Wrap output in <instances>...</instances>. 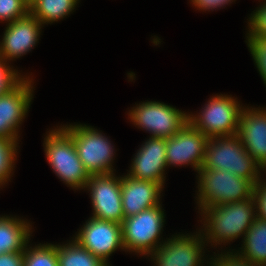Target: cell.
I'll return each instance as SVG.
<instances>
[{
    "instance_id": "cell-1",
    "label": "cell",
    "mask_w": 266,
    "mask_h": 266,
    "mask_svg": "<svg viewBox=\"0 0 266 266\" xmlns=\"http://www.w3.org/2000/svg\"><path fill=\"white\" fill-rule=\"evenodd\" d=\"M256 204L254 199L209 206L202 212L205 216V241L216 245L225 243L245 235L257 215L254 214Z\"/></svg>"
},
{
    "instance_id": "cell-2",
    "label": "cell",
    "mask_w": 266,
    "mask_h": 266,
    "mask_svg": "<svg viewBox=\"0 0 266 266\" xmlns=\"http://www.w3.org/2000/svg\"><path fill=\"white\" fill-rule=\"evenodd\" d=\"M264 170L243 147L238 134L209 138L201 169L227 170L248 180H260Z\"/></svg>"
},
{
    "instance_id": "cell-3",
    "label": "cell",
    "mask_w": 266,
    "mask_h": 266,
    "mask_svg": "<svg viewBox=\"0 0 266 266\" xmlns=\"http://www.w3.org/2000/svg\"><path fill=\"white\" fill-rule=\"evenodd\" d=\"M198 189L199 208L254 199V188L260 180H248L227 170L200 169Z\"/></svg>"
},
{
    "instance_id": "cell-4",
    "label": "cell",
    "mask_w": 266,
    "mask_h": 266,
    "mask_svg": "<svg viewBox=\"0 0 266 266\" xmlns=\"http://www.w3.org/2000/svg\"><path fill=\"white\" fill-rule=\"evenodd\" d=\"M46 158L53 171L72 188H85L89 173L83 167L71 135L63 128L49 132L44 141Z\"/></svg>"
},
{
    "instance_id": "cell-5",
    "label": "cell",
    "mask_w": 266,
    "mask_h": 266,
    "mask_svg": "<svg viewBox=\"0 0 266 266\" xmlns=\"http://www.w3.org/2000/svg\"><path fill=\"white\" fill-rule=\"evenodd\" d=\"M63 128L71 135L78 157L89 175L113 173L114 149L98 130L87 125H69Z\"/></svg>"
},
{
    "instance_id": "cell-6",
    "label": "cell",
    "mask_w": 266,
    "mask_h": 266,
    "mask_svg": "<svg viewBox=\"0 0 266 266\" xmlns=\"http://www.w3.org/2000/svg\"><path fill=\"white\" fill-rule=\"evenodd\" d=\"M164 216L159 204L124 218L121 230L125 250L148 255L160 247L158 239L165 222Z\"/></svg>"
},
{
    "instance_id": "cell-7",
    "label": "cell",
    "mask_w": 266,
    "mask_h": 266,
    "mask_svg": "<svg viewBox=\"0 0 266 266\" xmlns=\"http://www.w3.org/2000/svg\"><path fill=\"white\" fill-rule=\"evenodd\" d=\"M238 103L233 97L217 95L208 101L202 114H188V122L208 138L237 134L243 109Z\"/></svg>"
},
{
    "instance_id": "cell-8",
    "label": "cell",
    "mask_w": 266,
    "mask_h": 266,
    "mask_svg": "<svg viewBox=\"0 0 266 266\" xmlns=\"http://www.w3.org/2000/svg\"><path fill=\"white\" fill-rule=\"evenodd\" d=\"M129 112L131 121L151 137L170 138L188 122L187 114L162 102H143Z\"/></svg>"
},
{
    "instance_id": "cell-9",
    "label": "cell",
    "mask_w": 266,
    "mask_h": 266,
    "mask_svg": "<svg viewBox=\"0 0 266 266\" xmlns=\"http://www.w3.org/2000/svg\"><path fill=\"white\" fill-rule=\"evenodd\" d=\"M85 188L90 189L93 216L98 219L121 224L124 220L121 177L114 173L90 175Z\"/></svg>"
},
{
    "instance_id": "cell-10",
    "label": "cell",
    "mask_w": 266,
    "mask_h": 266,
    "mask_svg": "<svg viewBox=\"0 0 266 266\" xmlns=\"http://www.w3.org/2000/svg\"><path fill=\"white\" fill-rule=\"evenodd\" d=\"M81 247L101 258L106 264L118 248L125 249L121 224L91 217L74 239Z\"/></svg>"
},
{
    "instance_id": "cell-11",
    "label": "cell",
    "mask_w": 266,
    "mask_h": 266,
    "mask_svg": "<svg viewBox=\"0 0 266 266\" xmlns=\"http://www.w3.org/2000/svg\"><path fill=\"white\" fill-rule=\"evenodd\" d=\"M208 137L187 122L176 134L166 138V164H191L199 171L204 163Z\"/></svg>"
},
{
    "instance_id": "cell-12",
    "label": "cell",
    "mask_w": 266,
    "mask_h": 266,
    "mask_svg": "<svg viewBox=\"0 0 266 266\" xmlns=\"http://www.w3.org/2000/svg\"><path fill=\"white\" fill-rule=\"evenodd\" d=\"M31 79L24 78L10 91L0 95V138L18 139V127L32 100Z\"/></svg>"
},
{
    "instance_id": "cell-13",
    "label": "cell",
    "mask_w": 266,
    "mask_h": 266,
    "mask_svg": "<svg viewBox=\"0 0 266 266\" xmlns=\"http://www.w3.org/2000/svg\"><path fill=\"white\" fill-rule=\"evenodd\" d=\"M198 235V236H197ZM202 234L179 235L161 243L151 258L157 266H201L205 240Z\"/></svg>"
},
{
    "instance_id": "cell-14",
    "label": "cell",
    "mask_w": 266,
    "mask_h": 266,
    "mask_svg": "<svg viewBox=\"0 0 266 266\" xmlns=\"http://www.w3.org/2000/svg\"><path fill=\"white\" fill-rule=\"evenodd\" d=\"M41 26L30 13L8 23L0 44V58L7 62L29 52L39 40Z\"/></svg>"
},
{
    "instance_id": "cell-15",
    "label": "cell",
    "mask_w": 266,
    "mask_h": 266,
    "mask_svg": "<svg viewBox=\"0 0 266 266\" xmlns=\"http://www.w3.org/2000/svg\"><path fill=\"white\" fill-rule=\"evenodd\" d=\"M166 166V138L150 137L135 155L128 176L163 186Z\"/></svg>"
},
{
    "instance_id": "cell-16",
    "label": "cell",
    "mask_w": 266,
    "mask_h": 266,
    "mask_svg": "<svg viewBox=\"0 0 266 266\" xmlns=\"http://www.w3.org/2000/svg\"><path fill=\"white\" fill-rule=\"evenodd\" d=\"M238 136L253 159L266 169V110L243 108L239 119Z\"/></svg>"
},
{
    "instance_id": "cell-17",
    "label": "cell",
    "mask_w": 266,
    "mask_h": 266,
    "mask_svg": "<svg viewBox=\"0 0 266 266\" xmlns=\"http://www.w3.org/2000/svg\"><path fill=\"white\" fill-rule=\"evenodd\" d=\"M163 187L152 181L121 177V197L124 217H129L160 204Z\"/></svg>"
},
{
    "instance_id": "cell-18",
    "label": "cell",
    "mask_w": 266,
    "mask_h": 266,
    "mask_svg": "<svg viewBox=\"0 0 266 266\" xmlns=\"http://www.w3.org/2000/svg\"><path fill=\"white\" fill-rule=\"evenodd\" d=\"M30 226L23 219L0 216V254L24 252L30 238Z\"/></svg>"
},
{
    "instance_id": "cell-19",
    "label": "cell",
    "mask_w": 266,
    "mask_h": 266,
    "mask_svg": "<svg viewBox=\"0 0 266 266\" xmlns=\"http://www.w3.org/2000/svg\"><path fill=\"white\" fill-rule=\"evenodd\" d=\"M241 256L258 266H266V220L255 218L245 234Z\"/></svg>"
},
{
    "instance_id": "cell-20",
    "label": "cell",
    "mask_w": 266,
    "mask_h": 266,
    "mask_svg": "<svg viewBox=\"0 0 266 266\" xmlns=\"http://www.w3.org/2000/svg\"><path fill=\"white\" fill-rule=\"evenodd\" d=\"M79 0H34L29 13L41 24L53 23L70 14Z\"/></svg>"
},
{
    "instance_id": "cell-21",
    "label": "cell",
    "mask_w": 266,
    "mask_h": 266,
    "mask_svg": "<svg viewBox=\"0 0 266 266\" xmlns=\"http://www.w3.org/2000/svg\"><path fill=\"white\" fill-rule=\"evenodd\" d=\"M57 255L58 266H110L75 240L68 245H57Z\"/></svg>"
},
{
    "instance_id": "cell-22",
    "label": "cell",
    "mask_w": 266,
    "mask_h": 266,
    "mask_svg": "<svg viewBox=\"0 0 266 266\" xmlns=\"http://www.w3.org/2000/svg\"><path fill=\"white\" fill-rule=\"evenodd\" d=\"M23 266H58L57 245L40 244L34 248L26 245Z\"/></svg>"
},
{
    "instance_id": "cell-23",
    "label": "cell",
    "mask_w": 266,
    "mask_h": 266,
    "mask_svg": "<svg viewBox=\"0 0 266 266\" xmlns=\"http://www.w3.org/2000/svg\"><path fill=\"white\" fill-rule=\"evenodd\" d=\"M17 141L0 138V186L11 176L18 147Z\"/></svg>"
},
{
    "instance_id": "cell-24",
    "label": "cell",
    "mask_w": 266,
    "mask_h": 266,
    "mask_svg": "<svg viewBox=\"0 0 266 266\" xmlns=\"http://www.w3.org/2000/svg\"><path fill=\"white\" fill-rule=\"evenodd\" d=\"M29 14V4L25 0H0V20L11 23Z\"/></svg>"
},
{
    "instance_id": "cell-25",
    "label": "cell",
    "mask_w": 266,
    "mask_h": 266,
    "mask_svg": "<svg viewBox=\"0 0 266 266\" xmlns=\"http://www.w3.org/2000/svg\"><path fill=\"white\" fill-rule=\"evenodd\" d=\"M246 42L258 71L266 84V38L247 36Z\"/></svg>"
},
{
    "instance_id": "cell-26",
    "label": "cell",
    "mask_w": 266,
    "mask_h": 266,
    "mask_svg": "<svg viewBox=\"0 0 266 266\" xmlns=\"http://www.w3.org/2000/svg\"><path fill=\"white\" fill-rule=\"evenodd\" d=\"M248 37L266 38V3L261 5L250 17Z\"/></svg>"
},
{
    "instance_id": "cell-27",
    "label": "cell",
    "mask_w": 266,
    "mask_h": 266,
    "mask_svg": "<svg viewBox=\"0 0 266 266\" xmlns=\"http://www.w3.org/2000/svg\"><path fill=\"white\" fill-rule=\"evenodd\" d=\"M5 62V60L0 58V95L13 89L23 79L17 70L15 71L10 66H7Z\"/></svg>"
},
{
    "instance_id": "cell-28",
    "label": "cell",
    "mask_w": 266,
    "mask_h": 266,
    "mask_svg": "<svg viewBox=\"0 0 266 266\" xmlns=\"http://www.w3.org/2000/svg\"><path fill=\"white\" fill-rule=\"evenodd\" d=\"M213 261L210 262V266H258L251 263L246 258L242 257L240 253L233 254V252H227V254H220L215 259L211 258Z\"/></svg>"
},
{
    "instance_id": "cell-29",
    "label": "cell",
    "mask_w": 266,
    "mask_h": 266,
    "mask_svg": "<svg viewBox=\"0 0 266 266\" xmlns=\"http://www.w3.org/2000/svg\"><path fill=\"white\" fill-rule=\"evenodd\" d=\"M253 197L257 209L255 214L258 218L266 220V183L264 181L260 180L255 185Z\"/></svg>"
},
{
    "instance_id": "cell-30",
    "label": "cell",
    "mask_w": 266,
    "mask_h": 266,
    "mask_svg": "<svg viewBox=\"0 0 266 266\" xmlns=\"http://www.w3.org/2000/svg\"><path fill=\"white\" fill-rule=\"evenodd\" d=\"M24 252L0 254V266H23Z\"/></svg>"
},
{
    "instance_id": "cell-31",
    "label": "cell",
    "mask_w": 266,
    "mask_h": 266,
    "mask_svg": "<svg viewBox=\"0 0 266 266\" xmlns=\"http://www.w3.org/2000/svg\"><path fill=\"white\" fill-rule=\"evenodd\" d=\"M194 6L198 7V9L210 10L215 9L217 7H222L225 4H228L232 0H191Z\"/></svg>"
},
{
    "instance_id": "cell-32",
    "label": "cell",
    "mask_w": 266,
    "mask_h": 266,
    "mask_svg": "<svg viewBox=\"0 0 266 266\" xmlns=\"http://www.w3.org/2000/svg\"><path fill=\"white\" fill-rule=\"evenodd\" d=\"M26 3H28L29 5L34 1V0H25Z\"/></svg>"
}]
</instances>
